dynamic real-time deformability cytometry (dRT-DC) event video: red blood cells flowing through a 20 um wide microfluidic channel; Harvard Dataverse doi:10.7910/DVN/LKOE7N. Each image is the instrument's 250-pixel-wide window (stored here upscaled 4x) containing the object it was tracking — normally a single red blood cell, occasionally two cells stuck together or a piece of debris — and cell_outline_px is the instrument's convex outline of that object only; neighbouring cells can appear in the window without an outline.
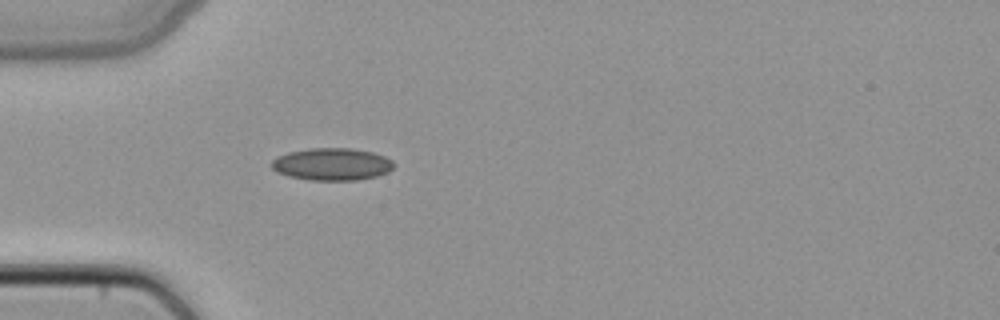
{"species": "common noctule bat (a hibernating species)", "species_latin": "Nyctalus noctula", "temperature_condition": "cold", "stored_images_in_passage": 35, "camera_frame_rate_fps": 3000, "um_per_image_px": 0.085, "animal": {"sex": "female", "body_mass_g": 22.7, "forearm_length_mm": 54.2}, "frame": {"image": 1, "passage_image": 1, "time_ms": 0.0, "image_size_px": [1000, 320], "cell_outline_px": [[392, 168], [388, 172], [376, 176], [356, 180], [308, 180], [288, 176], [276, 172], [272, 168], [272, 160], [276, 156], [288, 152], [308, 148], [352, 148], [372, 152], [384, 156], [392, 160]], "centroid_in_image_um": [28.17, 13.95], "position_along_channel_um": 56.8, "area_um2": 23.06}}
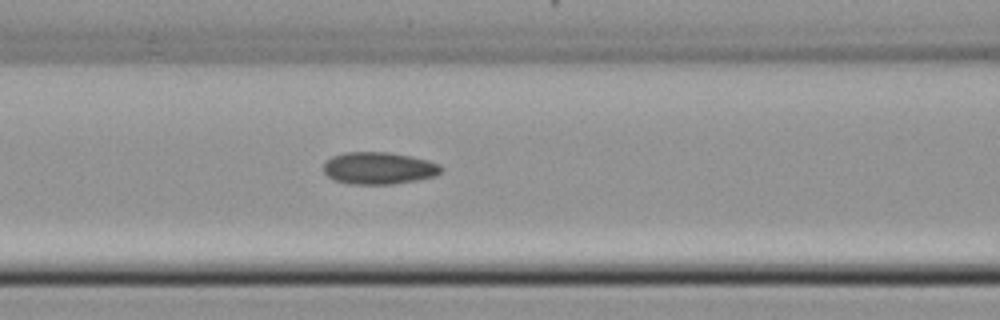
{"frame": {"image": 2, "passage_image": 7, "time_ms": 2.0, "image_size_px": [1000, 320], "cell_outline_px": [[444, 168], [436, 176], [416, 180], [392, 184], [348, 184], [332, 180], [324, 172], [324, 164], [332, 156], [344, 152], [388, 152], [412, 156], [428, 160], [440, 164]], "centroid_in_image_um": [32.21, 14.29], "position_along_channel_um": 134.4, "area_um2": 22.2}}
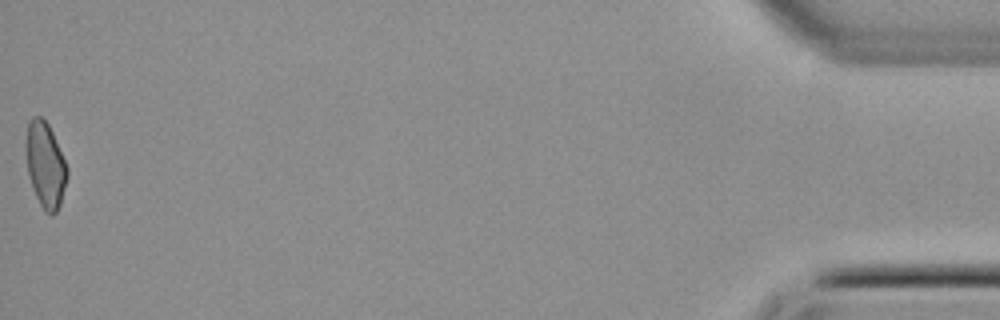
{"frame": {"image": 3, "passage_image": 35, "time_ms": 11.333, "image_size_px": [1000, 320], "cell_outline_px": [[68, 176], [60, 204], [56, 212], [52, 216], [44, 212], [36, 196], [28, 172], [24, 144], [28, 120], [32, 116], [40, 116], [48, 124], [52, 132], [68, 168]], "centroid_in_image_um": [3.84, 14.0], "position_along_channel_um": 431.4, "area_um2": 20.63}}